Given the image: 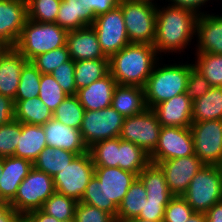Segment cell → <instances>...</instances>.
Wrapping results in <instances>:
<instances>
[{"label": "cell", "instance_id": "6da1fadb", "mask_svg": "<svg viewBox=\"0 0 222 222\" xmlns=\"http://www.w3.org/2000/svg\"><path fill=\"white\" fill-rule=\"evenodd\" d=\"M137 177L119 167H95L80 202L97 207L116 219L118 206Z\"/></svg>", "mask_w": 222, "mask_h": 222}, {"label": "cell", "instance_id": "7a4b0ae2", "mask_svg": "<svg viewBox=\"0 0 222 222\" xmlns=\"http://www.w3.org/2000/svg\"><path fill=\"white\" fill-rule=\"evenodd\" d=\"M197 18L195 13L187 9L171 5L157 8L153 44L157 53H181L196 35Z\"/></svg>", "mask_w": 222, "mask_h": 222}, {"label": "cell", "instance_id": "3957f363", "mask_svg": "<svg viewBox=\"0 0 222 222\" xmlns=\"http://www.w3.org/2000/svg\"><path fill=\"white\" fill-rule=\"evenodd\" d=\"M151 44L130 43L109 58V73L117 85L145 87L159 58Z\"/></svg>", "mask_w": 222, "mask_h": 222}, {"label": "cell", "instance_id": "277c9868", "mask_svg": "<svg viewBox=\"0 0 222 222\" xmlns=\"http://www.w3.org/2000/svg\"><path fill=\"white\" fill-rule=\"evenodd\" d=\"M193 67V64L187 63L166 64L163 67L155 65L144 87L147 108L152 109L159 103L185 93L190 70Z\"/></svg>", "mask_w": 222, "mask_h": 222}, {"label": "cell", "instance_id": "5b68a950", "mask_svg": "<svg viewBox=\"0 0 222 222\" xmlns=\"http://www.w3.org/2000/svg\"><path fill=\"white\" fill-rule=\"evenodd\" d=\"M67 33L56 23L27 19L15 48L31 61L39 54L66 46Z\"/></svg>", "mask_w": 222, "mask_h": 222}, {"label": "cell", "instance_id": "8992f818", "mask_svg": "<svg viewBox=\"0 0 222 222\" xmlns=\"http://www.w3.org/2000/svg\"><path fill=\"white\" fill-rule=\"evenodd\" d=\"M194 212L206 213L222 200V176L219 166L204 165L192 178L182 195Z\"/></svg>", "mask_w": 222, "mask_h": 222}, {"label": "cell", "instance_id": "52a82bcc", "mask_svg": "<svg viewBox=\"0 0 222 222\" xmlns=\"http://www.w3.org/2000/svg\"><path fill=\"white\" fill-rule=\"evenodd\" d=\"M138 0H120L130 43L154 44L157 5Z\"/></svg>", "mask_w": 222, "mask_h": 222}, {"label": "cell", "instance_id": "ba28073f", "mask_svg": "<svg viewBox=\"0 0 222 222\" xmlns=\"http://www.w3.org/2000/svg\"><path fill=\"white\" fill-rule=\"evenodd\" d=\"M53 177L34 167L18 186L15 198L9 203L21 216L39 210L55 192Z\"/></svg>", "mask_w": 222, "mask_h": 222}, {"label": "cell", "instance_id": "9c48e42d", "mask_svg": "<svg viewBox=\"0 0 222 222\" xmlns=\"http://www.w3.org/2000/svg\"><path fill=\"white\" fill-rule=\"evenodd\" d=\"M95 166L89 152L77 155L62 171L53 176L56 192L80 202Z\"/></svg>", "mask_w": 222, "mask_h": 222}, {"label": "cell", "instance_id": "30bf717a", "mask_svg": "<svg viewBox=\"0 0 222 222\" xmlns=\"http://www.w3.org/2000/svg\"><path fill=\"white\" fill-rule=\"evenodd\" d=\"M124 119L112 106L85 110L79 130L89 148L96 142L119 137Z\"/></svg>", "mask_w": 222, "mask_h": 222}, {"label": "cell", "instance_id": "8fae6325", "mask_svg": "<svg viewBox=\"0 0 222 222\" xmlns=\"http://www.w3.org/2000/svg\"><path fill=\"white\" fill-rule=\"evenodd\" d=\"M92 27L96 32L101 50L107 58L130 44L124 16L119 5L94 18Z\"/></svg>", "mask_w": 222, "mask_h": 222}, {"label": "cell", "instance_id": "7c38bea8", "mask_svg": "<svg viewBox=\"0 0 222 222\" xmlns=\"http://www.w3.org/2000/svg\"><path fill=\"white\" fill-rule=\"evenodd\" d=\"M160 130L155 112L147 108L140 114L124 119L119 138L136 144L151 155L158 143Z\"/></svg>", "mask_w": 222, "mask_h": 222}, {"label": "cell", "instance_id": "4fadbf2b", "mask_svg": "<svg viewBox=\"0 0 222 222\" xmlns=\"http://www.w3.org/2000/svg\"><path fill=\"white\" fill-rule=\"evenodd\" d=\"M195 155L204 165L222 163V120L192 122Z\"/></svg>", "mask_w": 222, "mask_h": 222}, {"label": "cell", "instance_id": "5bb4252c", "mask_svg": "<svg viewBox=\"0 0 222 222\" xmlns=\"http://www.w3.org/2000/svg\"><path fill=\"white\" fill-rule=\"evenodd\" d=\"M195 154L190 127H161L158 143L150 155V161H161L186 157Z\"/></svg>", "mask_w": 222, "mask_h": 222}, {"label": "cell", "instance_id": "9a60e30c", "mask_svg": "<svg viewBox=\"0 0 222 222\" xmlns=\"http://www.w3.org/2000/svg\"><path fill=\"white\" fill-rule=\"evenodd\" d=\"M158 165L165 174L169 191L173 196H182L192 178L204 166L195 154L161 161Z\"/></svg>", "mask_w": 222, "mask_h": 222}, {"label": "cell", "instance_id": "2e32d148", "mask_svg": "<svg viewBox=\"0 0 222 222\" xmlns=\"http://www.w3.org/2000/svg\"><path fill=\"white\" fill-rule=\"evenodd\" d=\"M27 19L26 0H0V42L15 47Z\"/></svg>", "mask_w": 222, "mask_h": 222}, {"label": "cell", "instance_id": "e0dca14e", "mask_svg": "<svg viewBox=\"0 0 222 222\" xmlns=\"http://www.w3.org/2000/svg\"><path fill=\"white\" fill-rule=\"evenodd\" d=\"M66 46L73 61L80 60H109L101 50L96 32L91 26L69 31L66 37Z\"/></svg>", "mask_w": 222, "mask_h": 222}, {"label": "cell", "instance_id": "ac0fdd59", "mask_svg": "<svg viewBox=\"0 0 222 222\" xmlns=\"http://www.w3.org/2000/svg\"><path fill=\"white\" fill-rule=\"evenodd\" d=\"M47 146L80 155L89 152L79 129H74L52 118L43 125Z\"/></svg>", "mask_w": 222, "mask_h": 222}, {"label": "cell", "instance_id": "d6986e66", "mask_svg": "<svg viewBox=\"0 0 222 222\" xmlns=\"http://www.w3.org/2000/svg\"><path fill=\"white\" fill-rule=\"evenodd\" d=\"M193 102L185 93L176 95L162 103L155 105V112L161 127H190L192 124Z\"/></svg>", "mask_w": 222, "mask_h": 222}, {"label": "cell", "instance_id": "ffe728a7", "mask_svg": "<svg viewBox=\"0 0 222 222\" xmlns=\"http://www.w3.org/2000/svg\"><path fill=\"white\" fill-rule=\"evenodd\" d=\"M28 61L15 48L9 47L0 57V94L15 99L20 74Z\"/></svg>", "mask_w": 222, "mask_h": 222}, {"label": "cell", "instance_id": "44dd1931", "mask_svg": "<svg viewBox=\"0 0 222 222\" xmlns=\"http://www.w3.org/2000/svg\"><path fill=\"white\" fill-rule=\"evenodd\" d=\"M33 168L27 159L10 156L3 157V171L0 176V195L9 204L16 196L18 186Z\"/></svg>", "mask_w": 222, "mask_h": 222}, {"label": "cell", "instance_id": "7402d4cb", "mask_svg": "<svg viewBox=\"0 0 222 222\" xmlns=\"http://www.w3.org/2000/svg\"><path fill=\"white\" fill-rule=\"evenodd\" d=\"M198 44L196 53L222 55V16L203 14L196 21Z\"/></svg>", "mask_w": 222, "mask_h": 222}, {"label": "cell", "instance_id": "603a6c76", "mask_svg": "<svg viewBox=\"0 0 222 222\" xmlns=\"http://www.w3.org/2000/svg\"><path fill=\"white\" fill-rule=\"evenodd\" d=\"M117 82L108 73L102 79L77 90L76 96L85 110H101L111 106Z\"/></svg>", "mask_w": 222, "mask_h": 222}, {"label": "cell", "instance_id": "cb8c5ba5", "mask_svg": "<svg viewBox=\"0 0 222 222\" xmlns=\"http://www.w3.org/2000/svg\"><path fill=\"white\" fill-rule=\"evenodd\" d=\"M111 106L124 118L144 112L147 109L144 88L117 85L113 92Z\"/></svg>", "mask_w": 222, "mask_h": 222}, {"label": "cell", "instance_id": "d4e9b609", "mask_svg": "<svg viewBox=\"0 0 222 222\" xmlns=\"http://www.w3.org/2000/svg\"><path fill=\"white\" fill-rule=\"evenodd\" d=\"M46 146L43 126L21 123V134L13 156L33 163Z\"/></svg>", "mask_w": 222, "mask_h": 222}, {"label": "cell", "instance_id": "484cf974", "mask_svg": "<svg viewBox=\"0 0 222 222\" xmlns=\"http://www.w3.org/2000/svg\"><path fill=\"white\" fill-rule=\"evenodd\" d=\"M13 101L14 119L18 122L43 126L53 118V112L39 97Z\"/></svg>", "mask_w": 222, "mask_h": 222}, {"label": "cell", "instance_id": "4316f807", "mask_svg": "<svg viewBox=\"0 0 222 222\" xmlns=\"http://www.w3.org/2000/svg\"><path fill=\"white\" fill-rule=\"evenodd\" d=\"M222 120V87H211L208 92L193 101L192 122Z\"/></svg>", "mask_w": 222, "mask_h": 222}, {"label": "cell", "instance_id": "83f0119b", "mask_svg": "<svg viewBox=\"0 0 222 222\" xmlns=\"http://www.w3.org/2000/svg\"><path fill=\"white\" fill-rule=\"evenodd\" d=\"M138 178L146 189V199L170 200V193L165 174L158 164L150 162L139 174Z\"/></svg>", "mask_w": 222, "mask_h": 222}, {"label": "cell", "instance_id": "f1b7e54d", "mask_svg": "<svg viewBox=\"0 0 222 222\" xmlns=\"http://www.w3.org/2000/svg\"><path fill=\"white\" fill-rule=\"evenodd\" d=\"M55 23L69 32L91 26L94 23V16L84 8V5L67 4L61 0Z\"/></svg>", "mask_w": 222, "mask_h": 222}, {"label": "cell", "instance_id": "f546056e", "mask_svg": "<svg viewBox=\"0 0 222 222\" xmlns=\"http://www.w3.org/2000/svg\"><path fill=\"white\" fill-rule=\"evenodd\" d=\"M76 156L73 152L46 146L33 162V167L53 177L69 165Z\"/></svg>", "mask_w": 222, "mask_h": 222}, {"label": "cell", "instance_id": "4dcf8cb0", "mask_svg": "<svg viewBox=\"0 0 222 222\" xmlns=\"http://www.w3.org/2000/svg\"><path fill=\"white\" fill-rule=\"evenodd\" d=\"M146 197L144 184L137 177L118 206L116 222L138 217L142 208H144Z\"/></svg>", "mask_w": 222, "mask_h": 222}, {"label": "cell", "instance_id": "1f68e13d", "mask_svg": "<svg viewBox=\"0 0 222 222\" xmlns=\"http://www.w3.org/2000/svg\"><path fill=\"white\" fill-rule=\"evenodd\" d=\"M109 73V60H80L75 61L74 79L76 89L91 85Z\"/></svg>", "mask_w": 222, "mask_h": 222}, {"label": "cell", "instance_id": "d6a6232c", "mask_svg": "<svg viewBox=\"0 0 222 222\" xmlns=\"http://www.w3.org/2000/svg\"><path fill=\"white\" fill-rule=\"evenodd\" d=\"M150 162V155L142 148L119 138V168L135 173L138 176Z\"/></svg>", "mask_w": 222, "mask_h": 222}, {"label": "cell", "instance_id": "836d02e7", "mask_svg": "<svg viewBox=\"0 0 222 222\" xmlns=\"http://www.w3.org/2000/svg\"><path fill=\"white\" fill-rule=\"evenodd\" d=\"M89 153L95 167H118L119 137L94 143Z\"/></svg>", "mask_w": 222, "mask_h": 222}, {"label": "cell", "instance_id": "e575fe53", "mask_svg": "<svg viewBox=\"0 0 222 222\" xmlns=\"http://www.w3.org/2000/svg\"><path fill=\"white\" fill-rule=\"evenodd\" d=\"M194 68L202 74L213 87H222V55L197 53Z\"/></svg>", "mask_w": 222, "mask_h": 222}, {"label": "cell", "instance_id": "d590c367", "mask_svg": "<svg viewBox=\"0 0 222 222\" xmlns=\"http://www.w3.org/2000/svg\"><path fill=\"white\" fill-rule=\"evenodd\" d=\"M85 109L76 95H68L53 112V118L64 125L80 129Z\"/></svg>", "mask_w": 222, "mask_h": 222}, {"label": "cell", "instance_id": "8d00e7d4", "mask_svg": "<svg viewBox=\"0 0 222 222\" xmlns=\"http://www.w3.org/2000/svg\"><path fill=\"white\" fill-rule=\"evenodd\" d=\"M77 201L64 194L54 192L44 203L41 210L59 221L74 219Z\"/></svg>", "mask_w": 222, "mask_h": 222}, {"label": "cell", "instance_id": "74e56055", "mask_svg": "<svg viewBox=\"0 0 222 222\" xmlns=\"http://www.w3.org/2000/svg\"><path fill=\"white\" fill-rule=\"evenodd\" d=\"M41 72L28 61L21 70L20 82L14 100H25L39 96Z\"/></svg>", "mask_w": 222, "mask_h": 222}, {"label": "cell", "instance_id": "f35d334b", "mask_svg": "<svg viewBox=\"0 0 222 222\" xmlns=\"http://www.w3.org/2000/svg\"><path fill=\"white\" fill-rule=\"evenodd\" d=\"M27 18L33 21L55 23L61 0H26Z\"/></svg>", "mask_w": 222, "mask_h": 222}, {"label": "cell", "instance_id": "ab89813d", "mask_svg": "<svg viewBox=\"0 0 222 222\" xmlns=\"http://www.w3.org/2000/svg\"><path fill=\"white\" fill-rule=\"evenodd\" d=\"M40 100L54 112L68 95L62 90L51 74H41Z\"/></svg>", "mask_w": 222, "mask_h": 222}, {"label": "cell", "instance_id": "60d3db41", "mask_svg": "<svg viewBox=\"0 0 222 222\" xmlns=\"http://www.w3.org/2000/svg\"><path fill=\"white\" fill-rule=\"evenodd\" d=\"M70 60L67 46H63L50 52L42 53L33 58L30 62L42 74H51L58 66Z\"/></svg>", "mask_w": 222, "mask_h": 222}, {"label": "cell", "instance_id": "b9f144b4", "mask_svg": "<svg viewBox=\"0 0 222 222\" xmlns=\"http://www.w3.org/2000/svg\"><path fill=\"white\" fill-rule=\"evenodd\" d=\"M21 134V122L13 119L0 126V158L13 156Z\"/></svg>", "mask_w": 222, "mask_h": 222}, {"label": "cell", "instance_id": "7bdbcfd3", "mask_svg": "<svg viewBox=\"0 0 222 222\" xmlns=\"http://www.w3.org/2000/svg\"><path fill=\"white\" fill-rule=\"evenodd\" d=\"M194 213L182 196H173L165 208L163 222H184Z\"/></svg>", "mask_w": 222, "mask_h": 222}, {"label": "cell", "instance_id": "ee69618b", "mask_svg": "<svg viewBox=\"0 0 222 222\" xmlns=\"http://www.w3.org/2000/svg\"><path fill=\"white\" fill-rule=\"evenodd\" d=\"M75 61L70 59L52 71L51 76L67 95H76L77 89L74 79Z\"/></svg>", "mask_w": 222, "mask_h": 222}, {"label": "cell", "instance_id": "f6af8a7d", "mask_svg": "<svg viewBox=\"0 0 222 222\" xmlns=\"http://www.w3.org/2000/svg\"><path fill=\"white\" fill-rule=\"evenodd\" d=\"M74 219L75 222H116L111 214L82 202L76 205Z\"/></svg>", "mask_w": 222, "mask_h": 222}, {"label": "cell", "instance_id": "bcb514c9", "mask_svg": "<svg viewBox=\"0 0 222 222\" xmlns=\"http://www.w3.org/2000/svg\"><path fill=\"white\" fill-rule=\"evenodd\" d=\"M212 86L194 67L190 70L187 80L186 96L193 102L204 96Z\"/></svg>", "mask_w": 222, "mask_h": 222}, {"label": "cell", "instance_id": "7dc6e473", "mask_svg": "<svg viewBox=\"0 0 222 222\" xmlns=\"http://www.w3.org/2000/svg\"><path fill=\"white\" fill-rule=\"evenodd\" d=\"M67 4L84 5L94 18L116 8L120 0H64Z\"/></svg>", "mask_w": 222, "mask_h": 222}, {"label": "cell", "instance_id": "c3c4849f", "mask_svg": "<svg viewBox=\"0 0 222 222\" xmlns=\"http://www.w3.org/2000/svg\"><path fill=\"white\" fill-rule=\"evenodd\" d=\"M170 200L145 199L139 218L154 221H163L165 208Z\"/></svg>", "mask_w": 222, "mask_h": 222}, {"label": "cell", "instance_id": "681fc988", "mask_svg": "<svg viewBox=\"0 0 222 222\" xmlns=\"http://www.w3.org/2000/svg\"><path fill=\"white\" fill-rule=\"evenodd\" d=\"M14 119V101L0 94V126Z\"/></svg>", "mask_w": 222, "mask_h": 222}, {"label": "cell", "instance_id": "f907efd6", "mask_svg": "<svg viewBox=\"0 0 222 222\" xmlns=\"http://www.w3.org/2000/svg\"><path fill=\"white\" fill-rule=\"evenodd\" d=\"M169 1L172 3L171 4L169 3L168 5L187 9L195 13L197 16H201L204 14V12H200L199 10L201 6L204 5L205 2H208L209 0H169Z\"/></svg>", "mask_w": 222, "mask_h": 222}, {"label": "cell", "instance_id": "816d5d0a", "mask_svg": "<svg viewBox=\"0 0 222 222\" xmlns=\"http://www.w3.org/2000/svg\"><path fill=\"white\" fill-rule=\"evenodd\" d=\"M29 222H75V219L59 221L53 216L47 215L41 209L32 211L26 215Z\"/></svg>", "mask_w": 222, "mask_h": 222}, {"label": "cell", "instance_id": "f5cc1de1", "mask_svg": "<svg viewBox=\"0 0 222 222\" xmlns=\"http://www.w3.org/2000/svg\"><path fill=\"white\" fill-rule=\"evenodd\" d=\"M20 216L10 204L0 208V222H15Z\"/></svg>", "mask_w": 222, "mask_h": 222}, {"label": "cell", "instance_id": "db71d44e", "mask_svg": "<svg viewBox=\"0 0 222 222\" xmlns=\"http://www.w3.org/2000/svg\"><path fill=\"white\" fill-rule=\"evenodd\" d=\"M206 222H222V200L214 204L206 213Z\"/></svg>", "mask_w": 222, "mask_h": 222}, {"label": "cell", "instance_id": "11a10c76", "mask_svg": "<svg viewBox=\"0 0 222 222\" xmlns=\"http://www.w3.org/2000/svg\"><path fill=\"white\" fill-rule=\"evenodd\" d=\"M184 222H206L205 213L194 212L187 221Z\"/></svg>", "mask_w": 222, "mask_h": 222}, {"label": "cell", "instance_id": "9f6ffc18", "mask_svg": "<svg viewBox=\"0 0 222 222\" xmlns=\"http://www.w3.org/2000/svg\"><path fill=\"white\" fill-rule=\"evenodd\" d=\"M122 222H163V221H154V220L151 221V220L141 219L139 217H133Z\"/></svg>", "mask_w": 222, "mask_h": 222}, {"label": "cell", "instance_id": "6f0895ef", "mask_svg": "<svg viewBox=\"0 0 222 222\" xmlns=\"http://www.w3.org/2000/svg\"><path fill=\"white\" fill-rule=\"evenodd\" d=\"M8 48H9V47H8L6 44L0 42V57L3 55V53H4Z\"/></svg>", "mask_w": 222, "mask_h": 222}, {"label": "cell", "instance_id": "680465c9", "mask_svg": "<svg viewBox=\"0 0 222 222\" xmlns=\"http://www.w3.org/2000/svg\"><path fill=\"white\" fill-rule=\"evenodd\" d=\"M15 222H29L26 216H20Z\"/></svg>", "mask_w": 222, "mask_h": 222}, {"label": "cell", "instance_id": "91938a15", "mask_svg": "<svg viewBox=\"0 0 222 222\" xmlns=\"http://www.w3.org/2000/svg\"><path fill=\"white\" fill-rule=\"evenodd\" d=\"M5 205H7V203L4 201V199L0 195V208L4 207Z\"/></svg>", "mask_w": 222, "mask_h": 222}, {"label": "cell", "instance_id": "94428289", "mask_svg": "<svg viewBox=\"0 0 222 222\" xmlns=\"http://www.w3.org/2000/svg\"><path fill=\"white\" fill-rule=\"evenodd\" d=\"M3 171V158H0V176L2 175Z\"/></svg>", "mask_w": 222, "mask_h": 222}, {"label": "cell", "instance_id": "6125c7cd", "mask_svg": "<svg viewBox=\"0 0 222 222\" xmlns=\"http://www.w3.org/2000/svg\"><path fill=\"white\" fill-rule=\"evenodd\" d=\"M138 1H144V2H150V3H153L152 1H154V0H138Z\"/></svg>", "mask_w": 222, "mask_h": 222}, {"label": "cell", "instance_id": "be15d7a7", "mask_svg": "<svg viewBox=\"0 0 222 222\" xmlns=\"http://www.w3.org/2000/svg\"><path fill=\"white\" fill-rule=\"evenodd\" d=\"M219 169H220L221 176H222V163L219 165Z\"/></svg>", "mask_w": 222, "mask_h": 222}]
</instances>
